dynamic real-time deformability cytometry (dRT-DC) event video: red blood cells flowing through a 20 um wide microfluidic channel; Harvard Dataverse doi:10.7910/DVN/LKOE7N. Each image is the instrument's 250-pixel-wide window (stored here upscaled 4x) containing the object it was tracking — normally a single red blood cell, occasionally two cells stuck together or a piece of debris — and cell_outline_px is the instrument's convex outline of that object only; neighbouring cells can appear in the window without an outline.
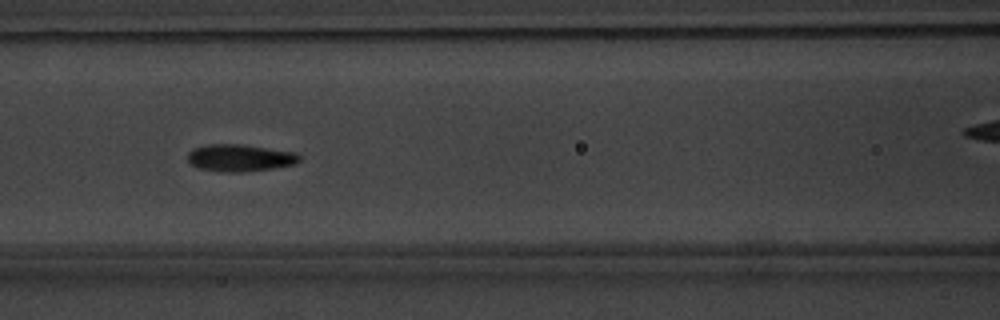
{"species": "common noctule bat (a hibernating species)", "species_latin": "Nyctalus noctula", "temperature_condition": "warm", "stored_images_in_passage": 16, "camera_frame_rate_fps": 3000, "um_per_image_px": 0.085, "animal": {"sex": "male", "body_mass_g": 20.1, "forearm_length_mm": 53.5}, "frame": {"image": 1, "passage_image": 10, "time_ms": 3.0, "image_size_px": [1000, 320], "cell_outline_px": [[300, 160], [296, 164], [272, 168], [244, 172], [220, 172], [200, 168], [192, 164], [188, 160], [188, 152], [192, 148], [208, 144], [244, 144], [296, 152], [300, 156]], "centroid_in_image_um": [20.4, 13.41], "position_along_channel_um": 146.2, "area_um2": 17.8}}